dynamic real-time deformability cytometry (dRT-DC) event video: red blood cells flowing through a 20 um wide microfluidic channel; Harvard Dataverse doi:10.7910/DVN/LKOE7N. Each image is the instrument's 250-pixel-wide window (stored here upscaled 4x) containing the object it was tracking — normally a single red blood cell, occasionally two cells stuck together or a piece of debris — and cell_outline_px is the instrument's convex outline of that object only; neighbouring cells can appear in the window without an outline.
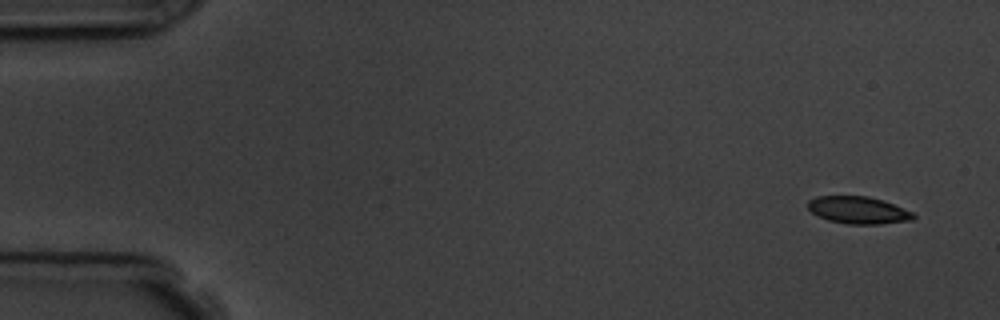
{"species": "common noctule bat (a hibernating species)", "species_latin": "Nyctalus noctula", "temperature_condition": "room temperature", "stored_images_in_passage": 4, "camera_frame_rate_fps": 3000, "um_per_image_px": 0.085, "animal": {"sex": "male", "body_mass_g": 19.5, "forearm_length_mm": 54.6}, "frame": {"image": 1, "passage_image": 1, "time_ms": 0.0, "image_size_px": [1000, 320], "cell_outline_px": [[916, 216], [912, 220], [880, 224], [848, 224], [828, 220], [816, 216], [808, 208], [808, 200], [816, 196], [868, 196], [884, 200], [912, 212]], "centroid_in_image_um": [72.93, 17.86], "position_along_channel_um": 12.1, "area_um2": 16.82}}
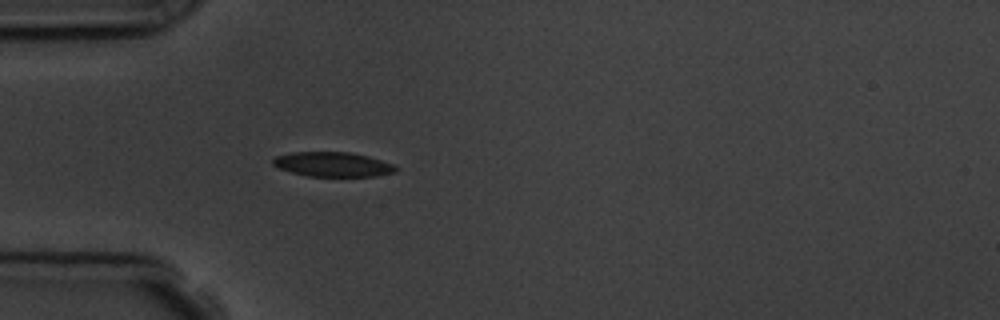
{"frame": {"image": 2, "passage_image": 4, "time_ms": 4.333, "image_size_px": [1000, 320], "cell_outline_px": [[396, 172], [376, 176], [308, 176], [292, 172], [280, 168], [272, 164], [272, 160], [276, 156], [292, 152], [348, 152], [368, 156], [392, 164], [396, 168]], "centroid_in_image_um": [28.27, 13.97], "position_along_channel_um": 56.7, "area_um2": 17.4}}